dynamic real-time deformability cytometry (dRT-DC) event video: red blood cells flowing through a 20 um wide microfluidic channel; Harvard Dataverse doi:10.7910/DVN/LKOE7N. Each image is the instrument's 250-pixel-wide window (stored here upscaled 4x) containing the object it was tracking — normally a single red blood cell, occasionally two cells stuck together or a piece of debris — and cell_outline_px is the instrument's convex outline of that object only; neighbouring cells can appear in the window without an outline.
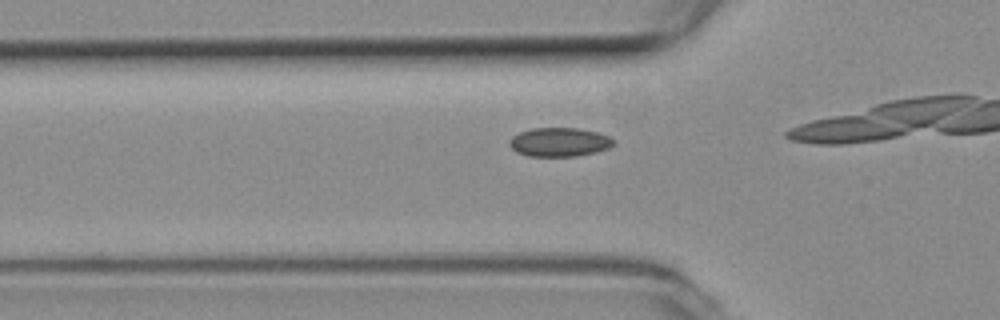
{"species": "common noctule bat (a hibernating species)", "species_latin": "Nyctalus noctula", "temperature_condition": "room temperature", "stored_images_in_passage": 6, "camera_frame_rate_fps": 3000, "um_per_image_px": 0.085, "animal": {"sex": "female", "body_mass_g": 19.3, "forearm_length_mm": 54.1}, "frame": {"image": 1, "passage_image": 2, "time_ms": 0.333, "image_size_px": [1000, 320], "cell_outline_px": [[616, 140], [608, 148], [596, 152], [576, 156], [528, 156], [516, 152], [508, 144], [508, 140], [512, 136], [520, 132], [532, 128], [576, 128], [596, 132], [608, 136]], "centroid_in_image_um": [47.51, 12.08], "position_along_channel_um": 78.3, "area_um2": 17.51}}
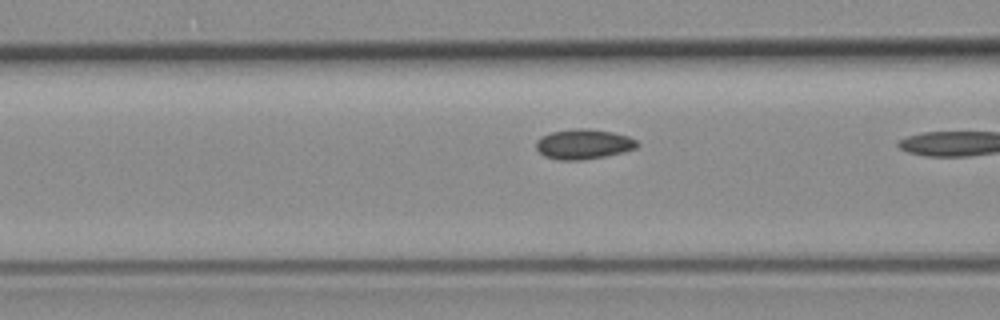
{"frame": {"image": 2, "passage_image": 5, "time_ms": 1.333, "image_size_px": [1000, 320], "cell_outline_px": [[640, 144], [636, 148], [624, 152], [584, 160], [560, 160], [544, 156], [536, 148], [536, 140], [552, 132], [576, 128], [588, 128], [612, 132], [628, 136], [636, 140]], "centroid_in_image_um": [49.62, 12.25], "position_along_channel_um": 117.0, "area_um2": 17.63}}